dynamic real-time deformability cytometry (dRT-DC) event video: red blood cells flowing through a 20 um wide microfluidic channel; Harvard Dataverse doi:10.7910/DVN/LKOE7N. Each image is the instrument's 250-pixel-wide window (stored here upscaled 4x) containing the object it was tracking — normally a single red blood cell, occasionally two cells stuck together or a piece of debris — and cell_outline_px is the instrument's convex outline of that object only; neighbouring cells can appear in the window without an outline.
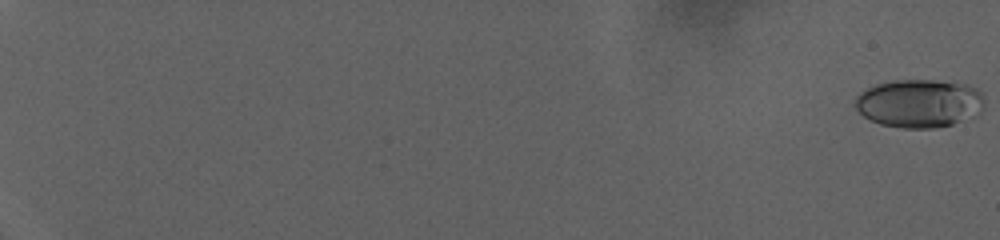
{"species": "human", "species_latin": "Homo sapiens", "temperature_condition": "warm", "stored_images_in_passage": 80, "camera_frame_rate_fps": 3000, "um_per_image_px": 0.085, "donor": {"sex": "female"}, "frame": {"image": 1, "passage_image": 1, "time_ms": 0.0, "image_size_px": [1000, 240], "cell_outline_px": [[984, 108], [976, 116], [952, 124], [936, 128], [904, 128], [880, 124], [864, 116], [852, 104], [856, 96], [860, 92], [876, 84], [892, 80], [956, 80], [968, 84], [976, 88], [984, 96]], "centroid_in_image_um": [78.18, 8.76], "position_along_channel_um": 6.8, "area_um2": 37.05}}
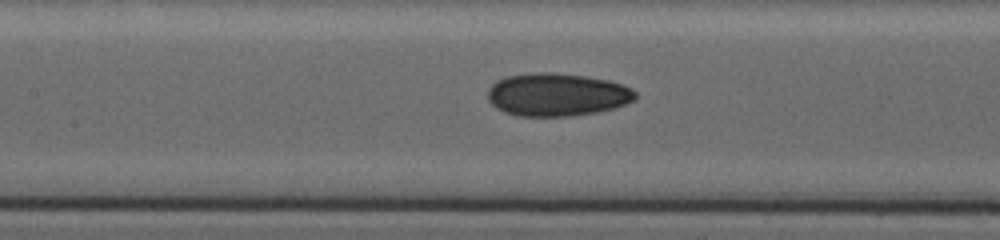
{"frame": {"image": 2, "passage_image": 45, "time_ms": 14.667, "image_size_px": [1000, 240], "cell_outline_px": [[636, 100], [612, 108], [596, 112], [572, 116], [516, 116], [504, 112], [496, 108], [488, 100], [488, 88], [496, 80], [504, 76], [536, 72], [556, 72], [584, 76], [608, 80], [632, 88], [636, 92]], "centroid_in_image_um": [47.31, 8.04], "position_along_channel_um": 160.1, "area_um2": 37.17}}
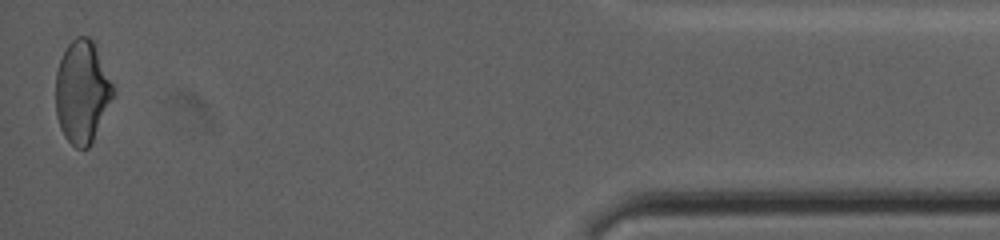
{"frame": {"image": 3, "passage_image": 79, "time_ms": 26.0, "image_size_px": [1000, 240], "cell_outline_px": [[112, 96], [92, 140], [88, 148], [76, 148], [64, 136], [60, 128], [56, 116], [56, 72], [60, 60], [68, 44], [76, 36], [88, 36], [92, 40], [112, 84]], "centroid_in_image_um": [6.92, 7.8], "position_along_channel_um": 428.3, "area_um2": 33.29}, "authors_computed_cell_mechanics": {"area_um2": 34.3332, "velocity_mm_per_s": 2.8849, "shape_relaxation_time_tau1_ms": null, "shape_relaxation_time_tau2_ms": 2.2289, "deformation_change_tau1": null, "deformation_change_tau2": 0.0621}}